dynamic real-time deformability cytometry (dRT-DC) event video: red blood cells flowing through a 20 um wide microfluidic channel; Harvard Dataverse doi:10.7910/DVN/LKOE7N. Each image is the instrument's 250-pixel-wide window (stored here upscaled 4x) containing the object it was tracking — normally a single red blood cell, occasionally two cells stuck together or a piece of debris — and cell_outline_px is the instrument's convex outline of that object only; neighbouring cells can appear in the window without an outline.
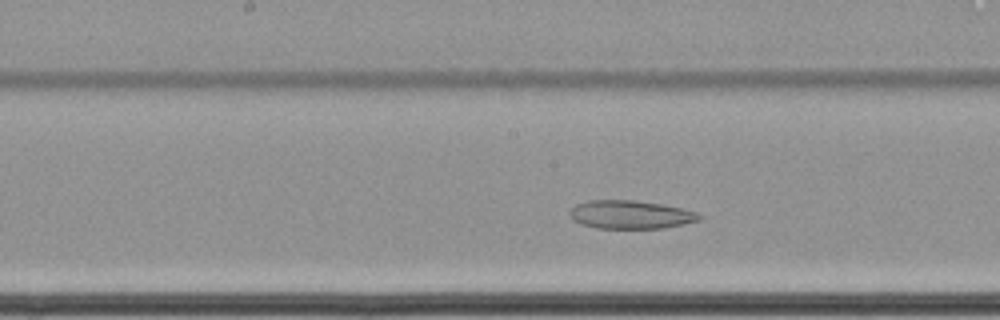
{"species": "common noctule bat (a hibernating species)", "species_latin": "Nyctalus noctula", "temperature_condition": "cold", "stored_images_in_passage": 47, "camera_frame_rate_fps": 3000, "um_per_image_px": 0.085, "animal": {"sex": "female", "body_mass_g": 22.7, "forearm_length_mm": 54.2}, "frame": {"image": 1, "passage_image": 23, "time_ms": 7.333, "image_size_px": [1000, 320], "cell_outline_px": [[704, 216], [700, 220], [684, 224], [664, 228], [596, 228], [580, 224], [572, 220], [568, 216], [568, 212], [576, 204], [588, 200], [632, 200], [660, 204], [684, 208], [696, 212]], "centroid_in_image_um": [53.58, 18.24], "position_along_channel_um": 194.6, "area_um2": 21.62}}
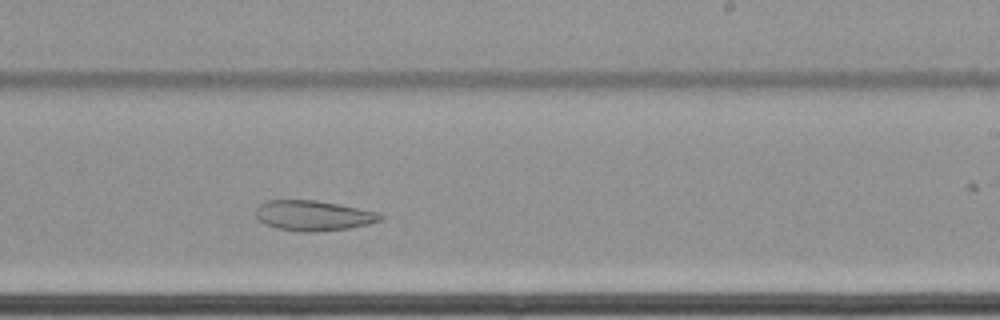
{"frame": {"image": 2, "passage_image": 29, "time_ms": 9.333, "image_size_px": [1000, 320], "cell_outline_px": [[384, 220], [368, 224], [348, 228], [312, 232], [300, 232], [280, 228], [264, 224], [256, 216], [256, 208], [264, 200], [316, 200], [376, 212], [384, 216]], "centroid_in_image_um": [26.61, 18.32], "position_along_channel_um": 262.4, "area_um2": 21.73}}
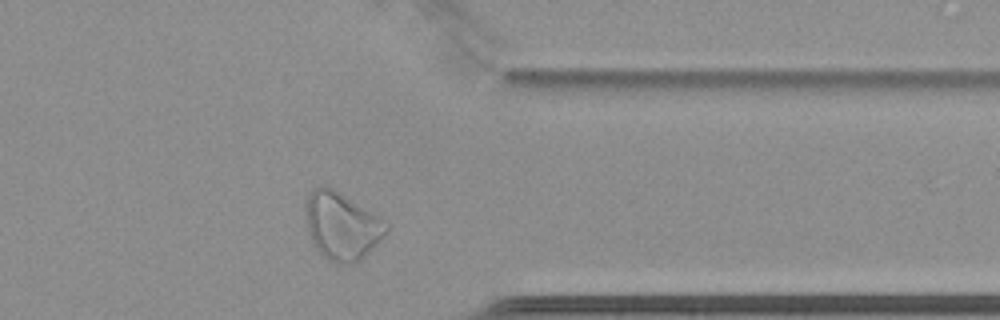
{"frame": {"image": 3, "passage_image": 40, "time_ms": 13.0, "image_size_px": [1000, 320], "cell_outline_px": [[388, 228], [384, 236], [364, 256], [352, 264], [332, 264], [312, 244], [304, 224], [304, 204], [308, 196], [320, 184], [324, 184], [340, 192], [380, 216], [388, 224]], "centroid_in_image_um": [29.0, 19.2], "position_along_channel_um": 382.4, "area_um2": 32.19}, "authors_computed_cell_mechanics": {"area_um2": 27.1082, "velocity_mm_per_s": 3.3947, "shape_relaxation_time_tau1_ms": null, "shape_relaxation_time_tau2_ms": 10.4048, "deformation_change_tau1": null, "deformation_change_tau2": 0.1614}}